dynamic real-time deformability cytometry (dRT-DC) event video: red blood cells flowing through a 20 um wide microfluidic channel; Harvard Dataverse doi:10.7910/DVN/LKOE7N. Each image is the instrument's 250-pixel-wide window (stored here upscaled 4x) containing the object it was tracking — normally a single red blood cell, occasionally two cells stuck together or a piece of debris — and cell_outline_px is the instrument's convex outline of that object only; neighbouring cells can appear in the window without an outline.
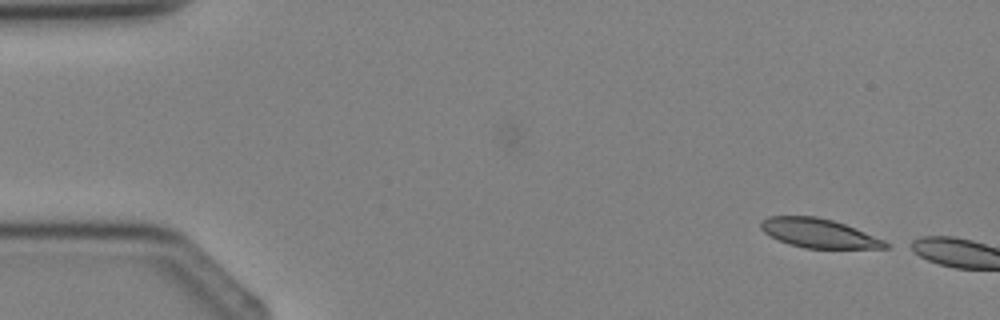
{"species": "Egyptian fruit bat (a non-hibernating species)", "species_latin": "Rousettus aegyptiacus", "temperature_condition": "cold", "stored_images_in_passage": 2, "camera_frame_rate_fps": 3000, "um_per_image_px": 0.085, "animal": {"sex": "female"}, "frame": {"image": 1, "passage_image": 2, "time_ms": 1.0, "image_size_px": [1000, 320], "cell_outline_px": [[892, 244], [888, 248], [804, 248], [788, 244], [764, 232], [760, 228], [760, 220], [768, 216], [816, 216], [832, 220], [856, 228], [884, 240]], "centroid_in_image_um": [69.6, 19.82], "position_along_channel_um": 15.4, "area_um2": 21.1}}